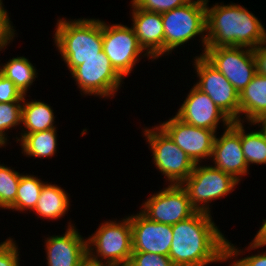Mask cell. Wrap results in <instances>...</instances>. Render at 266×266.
Segmentation results:
<instances>
[{
  "label": "cell",
  "instance_id": "cell-11",
  "mask_svg": "<svg viewBox=\"0 0 266 266\" xmlns=\"http://www.w3.org/2000/svg\"><path fill=\"white\" fill-rule=\"evenodd\" d=\"M192 65L199 78L194 85L206 93L232 121H240L239 93L234 86L202 55L195 56Z\"/></svg>",
  "mask_w": 266,
  "mask_h": 266
},
{
  "label": "cell",
  "instance_id": "cell-35",
  "mask_svg": "<svg viewBox=\"0 0 266 266\" xmlns=\"http://www.w3.org/2000/svg\"><path fill=\"white\" fill-rule=\"evenodd\" d=\"M266 247V219H263V224L261 225L260 229L258 230L257 234L247 246V250L251 251L259 248Z\"/></svg>",
  "mask_w": 266,
  "mask_h": 266
},
{
  "label": "cell",
  "instance_id": "cell-12",
  "mask_svg": "<svg viewBox=\"0 0 266 266\" xmlns=\"http://www.w3.org/2000/svg\"><path fill=\"white\" fill-rule=\"evenodd\" d=\"M141 207L140 211L151 221L171 226L197 212L186 190L181 185L172 184L150 195Z\"/></svg>",
  "mask_w": 266,
  "mask_h": 266
},
{
  "label": "cell",
  "instance_id": "cell-27",
  "mask_svg": "<svg viewBox=\"0 0 266 266\" xmlns=\"http://www.w3.org/2000/svg\"><path fill=\"white\" fill-rule=\"evenodd\" d=\"M23 101L0 103V142L6 146L8 130L21 126Z\"/></svg>",
  "mask_w": 266,
  "mask_h": 266
},
{
  "label": "cell",
  "instance_id": "cell-28",
  "mask_svg": "<svg viewBox=\"0 0 266 266\" xmlns=\"http://www.w3.org/2000/svg\"><path fill=\"white\" fill-rule=\"evenodd\" d=\"M257 252V254H251L250 256L248 255L238 259L241 254L243 255V253L246 252H243V248L239 250L235 244L233 245L231 241L229 242V240H227V261L229 259L231 260L229 266H266V251Z\"/></svg>",
  "mask_w": 266,
  "mask_h": 266
},
{
  "label": "cell",
  "instance_id": "cell-21",
  "mask_svg": "<svg viewBox=\"0 0 266 266\" xmlns=\"http://www.w3.org/2000/svg\"><path fill=\"white\" fill-rule=\"evenodd\" d=\"M50 104L42 102L41 100L27 101L24 95L22 104V127L20 133H35L39 131H46L52 128H57L55 117Z\"/></svg>",
  "mask_w": 266,
  "mask_h": 266
},
{
  "label": "cell",
  "instance_id": "cell-26",
  "mask_svg": "<svg viewBox=\"0 0 266 266\" xmlns=\"http://www.w3.org/2000/svg\"><path fill=\"white\" fill-rule=\"evenodd\" d=\"M22 173L0 164V209H8L16 199Z\"/></svg>",
  "mask_w": 266,
  "mask_h": 266
},
{
  "label": "cell",
  "instance_id": "cell-18",
  "mask_svg": "<svg viewBox=\"0 0 266 266\" xmlns=\"http://www.w3.org/2000/svg\"><path fill=\"white\" fill-rule=\"evenodd\" d=\"M132 27L138 42L154 61L164 56V28L161 13L139 9L132 1Z\"/></svg>",
  "mask_w": 266,
  "mask_h": 266
},
{
  "label": "cell",
  "instance_id": "cell-32",
  "mask_svg": "<svg viewBox=\"0 0 266 266\" xmlns=\"http://www.w3.org/2000/svg\"><path fill=\"white\" fill-rule=\"evenodd\" d=\"M13 238L0 243V266H20V251Z\"/></svg>",
  "mask_w": 266,
  "mask_h": 266
},
{
  "label": "cell",
  "instance_id": "cell-2",
  "mask_svg": "<svg viewBox=\"0 0 266 266\" xmlns=\"http://www.w3.org/2000/svg\"><path fill=\"white\" fill-rule=\"evenodd\" d=\"M206 0V47L242 46L255 48L266 40V29L251 11L235 3Z\"/></svg>",
  "mask_w": 266,
  "mask_h": 266
},
{
  "label": "cell",
  "instance_id": "cell-36",
  "mask_svg": "<svg viewBox=\"0 0 266 266\" xmlns=\"http://www.w3.org/2000/svg\"><path fill=\"white\" fill-rule=\"evenodd\" d=\"M79 266H111L101 261L94 260L88 255L80 262Z\"/></svg>",
  "mask_w": 266,
  "mask_h": 266
},
{
  "label": "cell",
  "instance_id": "cell-31",
  "mask_svg": "<svg viewBox=\"0 0 266 266\" xmlns=\"http://www.w3.org/2000/svg\"><path fill=\"white\" fill-rule=\"evenodd\" d=\"M14 28L7 9L4 8L3 1L0 0V51L6 49L7 45L15 39L17 34Z\"/></svg>",
  "mask_w": 266,
  "mask_h": 266
},
{
  "label": "cell",
  "instance_id": "cell-24",
  "mask_svg": "<svg viewBox=\"0 0 266 266\" xmlns=\"http://www.w3.org/2000/svg\"><path fill=\"white\" fill-rule=\"evenodd\" d=\"M44 181L35 175L22 174L17 188L15 202L8 210L23 212L34 210L40 197Z\"/></svg>",
  "mask_w": 266,
  "mask_h": 266
},
{
  "label": "cell",
  "instance_id": "cell-13",
  "mask_svg": "<svg viewBox=\"0 0 266 266\" xmlns=\"http://www.w3.org/2000/svg\"><path fill=\"white\" fill-rule=\"evenodd\" d=\"M158 126L194 163L202 164L203 159L211 160L216 136L214 130L189 125L176 116Z\"/></svg>",
  "mask_w": 266,
  "mask_h": 266
},
{
  "label": "cell",
  "instance_id": "cell-23",
  "mask_svg": "<svg viewBox=\"0 0 266 266\" xmlns=\"http://www.w3.org/2000/svg\"><path fill=\"white\" fill-rule=\"evenodd\" d=\"M2 66V67H1ZM35 65L24 56H17L9 59L4 65L0 64V73L7 79L12 81L23 95H27V91L33 85L38 77Z\"/></svg>",
  "mask_w": 266,
  "mask_h": 266
},
{
  "label": "cell",
  "instance_id": "cell-17",
  "mask_svg": "<svg viewBox=\"0 0 266 266\" xmlns=\"http://www.w3.org/2000/svg\"><path fill=\"white\" fill-rule=\"evenodd\" d=\"M67 227L64 234L45 238L48 266H79L87 256V239L80 235L71 222H68Z\"/></svg>",
  "mask_w": 266,
  "mask_h": 266
},
{
  "label": "cell",
  "instance_id": "cell-10",
  "mask_svg": "<svg viewBox=\"0 0 266 266\" xmlns=\"http://www.w3.org/2000/svg\"><path fill=\"white\" fill-rule=\"evenodd\" d=\"M202 56L225 76L239 94L256 75L252 48L206 47Z\"/></svg>",
  "mask_w": 266,
  "mask_h": 266
},
{
  "label": "cell",
  "instance_id": "cell-33",
  "mask_svg": "<svg viewBox=\"0 0 266 266\" xmlns=\"http://www.w3.org/2000/svg\"><path fill=\"white\" fill-rule=\"evenodd\" d=\"M24 95L15 84L0 73V103L23 101Z\"/></svg>",
  "mask_w": 266,
  "mask_h": 266
},
{
  "label": "cell",
  "instance_id": "cell-8",
  "mask_svg": "<svg viewBox=\"0 0 266 266\" xmlns=\"http://www.w3.org/2000/svg\"><path fill=\"white\" fill-rule=\"evenodd\" d=\"M102 37L103 52L123 79L134 70L142 57L151 58L139 44L132 26L107 24L102 20Z\"/></svg>",
  "mask_w": 266,
  "mask_h": 266
},
{
  "label": "cell",
  "instance_id": "cell-5",
  "mask_svg": "<svg viewBox=\"0 0 266 266\" xmlns=\"http://www.w3.org/2000/svg\"><path fill=\"white\" fill-rule=\"evenodd\" d=\"M108 220L87 237V255L111 266L128 264L132 254L130 217ZM101 258V259H100Z\"/></svg>",
  "mask_w": 266,
  "mask_h": 266
},
{
  "label": "cell",
  "instance_id": "cell-16",
  "mask_svg": "<svg viewBox=\"0 0 266 266\" xmlns=\"http://www.w3.org/2000/svg\"><path fill=\"white\" fill-rule=\"evenodd\" d=\"M132 228V252L169 255L172 243V226L151 221L141 211L128 215Z\"/></svg>",
  "mask_w": 266,
  "mask_h": 266
},
{
  "label": "cell",
  "instance_id": "cell-34",
  "mask_svg": "<svg viewBox=\"0 0 266 266\" xmlns=\"http://www.w3.org/2000/svg\"><path fill=\"white\" fill-rule=\"evenodd\" d=\"M256 74L266 76V40L252 49Z\"/></svg>",
  "mask_w": 266,
  "mask_h": 266
},
{
  "label": "cell",
  "instance_id": "cell-14",
  "mask_svg": "<svg viewBox=\"0 0 266 266\" xmlns=\"http://www.w3.org/2000/svg\"><path fill=\"white\" fill-rule=\"evenodd\" d=\"M217 135L216 133L211 157L213 166L241 182L242 176L250 172L241 144V122L232 121L231 125L224 129L221 137Z\"/></svg>",
  "mask_w": 266,
  "mask_h": 266
},
{
  "label": "cell",
  "instance_id": "cell-1",
  "mask_svg": "<svg viewBox=\"0 0 266 266\" xmlns=\"http://www.w3.org/2000/svg\"><path fill=\"white\" fill-rule=\"evenodd\" d=\"M210 213L194 215L172 225L169 258L175 266H207L227 262V239Z\"/></svg>",
  "mask_w": 266,
  "mask_h": 266
},
{
  "label": "cell",
  "instance_id": "cell-25",
  "mask_svg": "<svg viewBox=\"0 0 266 266\" xmlns=\"http://www.w3.org/2000/svg\"><path fill=\"white\" fill-rule=\"evenodd\" d=\"M241 144L248 167L266 164V136L261 129L247 133L241 122Z\"/></svg>",
  "mask_w": 266,
  "mask_h": 266
},
{
  "label": "cell",
  "instance_id": "cell-7",
  "mask_svg": "<svg viewBox=\"0 0 266 266\" xmlns=\"http://www.w3.org/2000/svg\"><path fill=\"white\" fill-rule=\"evenodd\" d=\"M144 128V140L149 144L154 166L163 174L166 182H169L167 184L181 185L192 173L195 163L158 124L152 128Z\"/></svg>",
  "mask_w": 266,
  "mask_h": 266
},
{
  "label": "cell",
  "instance_id": "cell-9",
  "mask_svg": "<svg viewBox=\"0 0 266 266\" xmlns=\"http://www.w3.org/2000/svg\"><path fill=\"white\" fill-rule=\"evenodd\" d=\"M80 94L98 96L99 98H113L120 90L123 78L112 67L109 58L103 52L99 56L85 60L71 72Z\"/></svg>",
  "mask_w": 266,
  "mask_h": 266
},
{
  "label": "cell",
  "instance_id": "cell-38",
  "mask_svg": "<svg viewBox=\"0 0 266 266\" xmlns=\"http://www.w3.org/2000/svg\"><path fill=\"white\" fill-rule=\"evenodd\" d=\"M2 147H5V146L0 142V148H2Z\"/></svg>",
  "mask_w": 266,
  "mask_h": 266
},
{
  "label": "cell",
  "instance_id": "cell-29",
  "mask_svg": "<svg viewBox=\"0 0 266 266\" xmlns=\"http://www.w3.org/2000/svg\"><path fill=\"white\" fill-rule=\"evenodd\" d=\"M139 9L163 13L184 6L192 0H131Z\"/></svg>",
  "mask_w": 266,
  "mask_h": 266
},
{
  "label": "cell",
  "instance_id": "cell-3",
  "mask_svg": "<svg viewBox=\"0 0 266 266\" xmlns=\"http://www.w3.org/2000/svg\"><path fill=\"white\" fill-rule=\"evenodd\" d=\"M53 36L61 59L70 72L85 60L99 56L103 50L102 20L99 18H59Z\"/></svg>",
  "mask_w": 266,
  "mask_h": 266
},
{
  "label": "cell",
  "instance_id": "cell-15",
  "mask_svg": "<svg viewBox=\"0 0 266 266\" xmlns=\"http://www.w3.org/2000/svg\"><path fill=\"white\" fill-rule=\"evenodd\" d=\"M176 112V117L195 127L214 130L217 133L220 122L223 129L228 128L232 120L225 115L211 98L195 85Z\"/></svg>",
  "mask_w": 266,
  "mask_h": 266
},
{
  "label": "cell",
  "instance_id": "cell-19",
  "mask_svg": "<svg viewBox=\"0 0 266 266\" xmlns=\"http://www.w3.org/2000/svg\"><path fill=\"white\" fill-rule=\"evenodd\" d=\"M239 104L240 122L254 123L266 114L265 75L256 74L253 77L251 82L239 94Z\"/></svg>",
  "mask_w": 266,
  "mask_h": 266
},
{
  "label": "cell",
  "instance_id": "cell-6",
  "mask_svg": "<svg viewBox=\"0 0 266 266\" xmlns=\"http://www.w3.org/2000/svg\"><path fill=\"white\" fill-rule=\"evenodd\" d=\"M240 182L213 165L195 163L190 176L181 184L197 211L211 214V202L228 196Z\"/></svg>",
  "mask_w": 266,
  "mask_h": 266
},
{
  "label": "cell",
  "instance_id": "cell-37",
  "mask_svg": "<svg viewBox=\"0 0 266 266\" xmlns=\"http://www.w3.org/2000/svg\"><path fill=\"white\" fill-rule=\"evenodd\" d=\"M258 124V125H257ZM248 125H257L258 128L260 127L261 130L263 131V133L265 134L266 136V114L261 116L256 122L254 123H248Z\"/></svg>",
  "mask_w": 266,
  "mask_h": 266
},
{
  "label": "cell",
  "instance_id": "cell-30",
  "mask_svg": "<svg viewBox=\"0 0 266 266\" xmlns=\"http://www.w3.org/2000/svg\"><path fill=\"white\" fill-rule=\"evenodd\" d=\"M129 266H175L169 256L148 253L132 252Z\"/></svg>",
  "mask_w": 266,
  "mask_h": 266
},
{
  "label": "cell",
  "instance_id": "cell-20",
  "mask_svg": "<svg viewBox=\"0 0 266 266\" xmlns=\"http://www.w3.org/2000/svg\"><path fill=\"white\" fill-rule=\"evenodd\" d=\"M68 193L56 184L45 182L33 213L40 219L58 220L70 209Z\"/></svg>",
  "mask_w": 266,
  "mask_h": 266
},
{
  "label": "cell",
  "instance_id": "cell-22",
  "mask_svg": "<svg viewBox=\"0 0 266 266\" xmlns=\"http://www.w3.org/2000/svg\"><path fill=\"white\" fill-rule=\"evenodd\" d=\"M16 136L17 143L20 142L22 154L26 157L51 158L56 154L57 144V128L35 133H19Z\"/></svg>",
  "mask_w": 266,
  "mask_h": 266
},
{
  "label": "cell",
  "instance_id": "cell-4",
  "mask_svg": "<svg viewBox=\"0 0 266 266\" xmlns=\"http://www.w3.org/2000/svg\"><path fill=\"white\" fill-rule=\"evenodd\" d=\"M164 28V55L199 36L203 55L206 48V0H192L188 4L161 13Z\"/></svg>",
  "mask_w": 266,
  "mask_h": 266
}]
</instances>
